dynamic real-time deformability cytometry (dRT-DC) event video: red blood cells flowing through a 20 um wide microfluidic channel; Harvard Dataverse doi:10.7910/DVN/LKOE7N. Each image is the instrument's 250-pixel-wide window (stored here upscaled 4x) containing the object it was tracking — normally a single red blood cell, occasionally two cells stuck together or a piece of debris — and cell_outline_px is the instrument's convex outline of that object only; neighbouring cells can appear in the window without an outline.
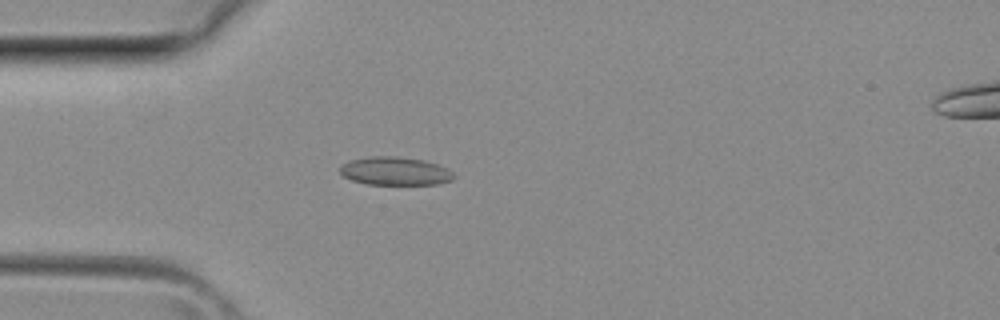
{"species": "common noctule bat (a hibernating species)", "species_latin": "Nyctalus noctula", "temperature_condition": "room temperature", "stored_images_in_passage": 39, "camera_frame_rate_fps": 3000, "um_per_image_px": 0.085, "animal": {"sex": "female", "body_mass_g": 29.2, "forearm_length_mm": 56.3}, "frame": {"image": 1, "passage_image": 11, "time_ms": 3.333, "image_size_px": [1000, 320], "cell_outline_px": [[456, 176], [452, 180], [440, 184], [368, 184], [352, 180], [344, 176], [340, 172], [340, 168], [348, 160], [372, 156], [396, 156], [424, 160], [448, 168]], "centroid_in_image_um": [33.61, 14.54], "position_along_channel_um": 51.4, "area_um2": 18.73}}
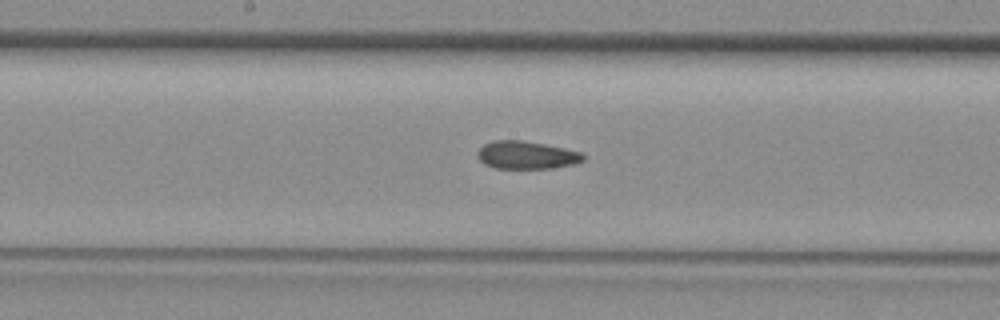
{"frame": {"image": 2, "passage_image": 20, "time_ms": 6.333, "image_size_px": [1000, 320], "cell_outline_px": [[584, 160], [572, 164], [548, 168], [496, 168], [484, 164], [476, 156], [476, 152], [484, 144], [492, 140], [520, 140], [544, 144], [564, 148], [580, 152], [584, 156]], "centroid_in_image_um": [44.69, 13.17], "position_along_channel_um": 203.5, "area_um2": 16.99}}
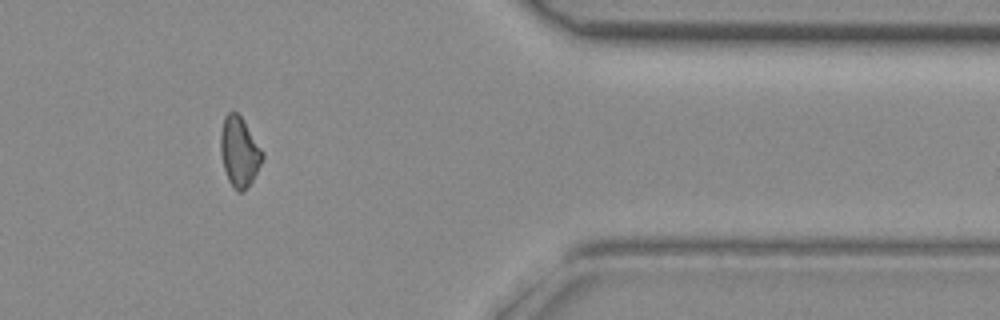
{"frame": {"image": 3, "passage_image": 32, "time_ms": 10.333, "image_size_px": [1000, 320], "cell_outline_px": [[264, 156], [252, 180], [240, 192], [236, 192], [228, 180], [224, 168], [220, 152], [220, 132], [224, 116], [228, 112], [236, 112], [240, 116], [264, 152]], "centroid_in_image_um": [20.32, 12.88], "position_along_channel_um": 391.1, "area_um2": 16.76}}